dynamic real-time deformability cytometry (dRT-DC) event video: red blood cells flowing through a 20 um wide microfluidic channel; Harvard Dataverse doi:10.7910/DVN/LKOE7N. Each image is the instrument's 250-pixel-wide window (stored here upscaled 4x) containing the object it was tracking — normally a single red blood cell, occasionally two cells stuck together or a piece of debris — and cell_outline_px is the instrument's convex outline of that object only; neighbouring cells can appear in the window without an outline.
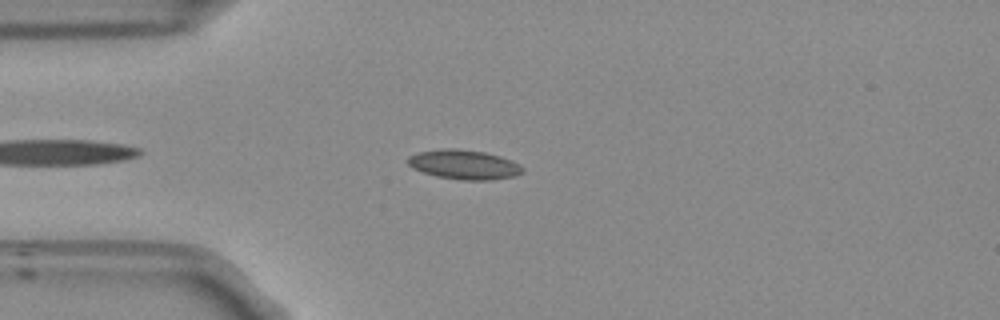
{"species": "Egyptian fruit bat (a non-hibernating species)", "species_latin": "Rousettus aegyptiacus", "temperature_condition": "room temperature", "stored_images_in_passage": 45, "camera_frame_rate_fps": 3000, "um_per_image_px": 0.085, "frame": {"image": 1, "passage_image": 5, "time_ms": 1.333, "image_size_px": [1000, 320], "cell_outline_px": [[524, 172], [512, 176], [492, 180], [464, 180], [436, 176], [412, 168], [408, 164], [408, 156], [416, 152], [440, 148], [456, 148], [484, 152], [500, 156], [524, 168]], "centroid_in_image_um": [39.39, 13.98], "position_along_channel_um": 45.6, "area_um2": 19.59}}
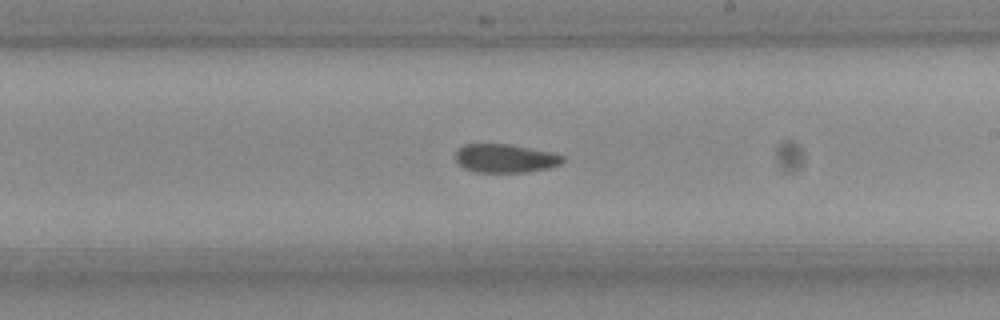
{"frame": {"image": 2, "passage_image": 22, "time_ms": 7.0, "image_size_px": [1000, 320], "cell_outline_px": [[564, 160], [560, 164], [548, 168], [528, 172], [476, 172], [464, 168], [456, 160], [456, 152], [464, 144], [508, 144], [552, 152], [564, 156]], "centroid_in_image_um": [42.96, 13.46], "position_along_channel_um": 246.0, "area_um2": 17.74}}
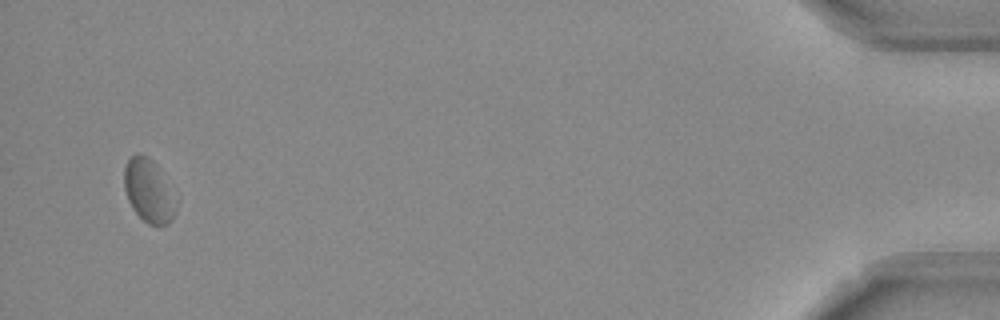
{"frame": {"image": 3, "passage_image": 43, "time_ms": 14.0, "image_size_px": [1000, 320], "cell_outline_px": [[180, 200], [176, 212], [172, 220], [168, 224], [148, 224], [132, 208], [128, 200], [124, 188], [124, 168], [128, 160], [136, 152], [140, 152], [152, 160], [160, 168]], "centroid_in_image_um": [12.71, 16.2], "position_along_channel_um": 422.5, "area_um2": 19.71}, "authors_computed_cell_mechanics": {"area_um2": 18.4382, "velocity_mm_per_s": 3.7733, "shape_relaxation_time_tau1_ms": 8.3714, "shape_relaxation_time_tau2_ms": 5.0627, "deformation_change_tau1": 0.1169, "deformation_change_tau2": 0.0981}}